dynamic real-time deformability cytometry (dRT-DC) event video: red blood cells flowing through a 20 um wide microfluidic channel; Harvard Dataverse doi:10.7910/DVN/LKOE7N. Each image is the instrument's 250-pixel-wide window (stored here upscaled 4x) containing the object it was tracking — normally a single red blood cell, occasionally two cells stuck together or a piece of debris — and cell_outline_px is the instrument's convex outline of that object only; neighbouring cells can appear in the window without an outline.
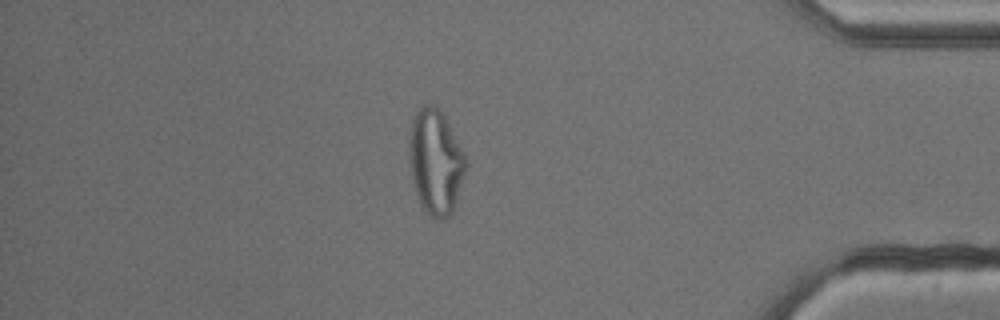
{"species": "common noctule bat (a hibernating species)", "species_latin": "Nyctalus noctula", "temperature_condition": "cold", "stored_images_in_passage": 54, "camera_frame_rate_fps": 3000, "um_per_image_px": 0.085, "animal": {"sex": "male", "body_mass_g": 13.3}, "frame": {"image": 1, "passage_image": 46, "time_ms": 15.0, "image_size_px": [1000, 320], "cell_outline_px": [[468, 164], [452, 212], [448, 216], [440, 220], [432, 220], [428, 216], [420, 204], [412, 184], [408, 156], [408, 136], [412, 120], [416, 112], [424, 104], [432, 104], [440, 108], [464, 152], [468, 160]], "centroid_in_image_um": [37.0, 13.77], "position_along_channel_um": 398.2, "area_um2": 35.32}}
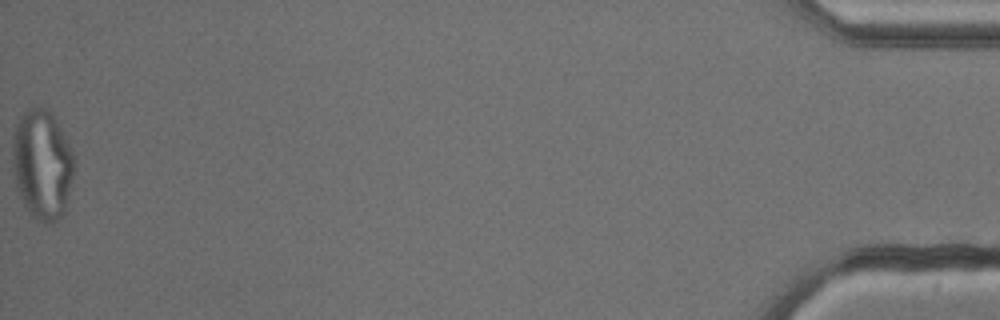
{"frame": {"image": 2, "passage_image": 54, "time_ms": 17.667, "image_size_px": [1000, 320], "cell_outline_px": [[72, 176], [64, 212], [52, 224], [36, 220], [24, 208], [16, 192], [12, 176], [12, 140], [16, 124], [20, 116], [28, 108], [48, 108], [52, 112], [72, 148]], "centroid_in_image_um": [3.53, 13.99], "position_along_channel_um": 431.7, "area_um2": 39.88}}